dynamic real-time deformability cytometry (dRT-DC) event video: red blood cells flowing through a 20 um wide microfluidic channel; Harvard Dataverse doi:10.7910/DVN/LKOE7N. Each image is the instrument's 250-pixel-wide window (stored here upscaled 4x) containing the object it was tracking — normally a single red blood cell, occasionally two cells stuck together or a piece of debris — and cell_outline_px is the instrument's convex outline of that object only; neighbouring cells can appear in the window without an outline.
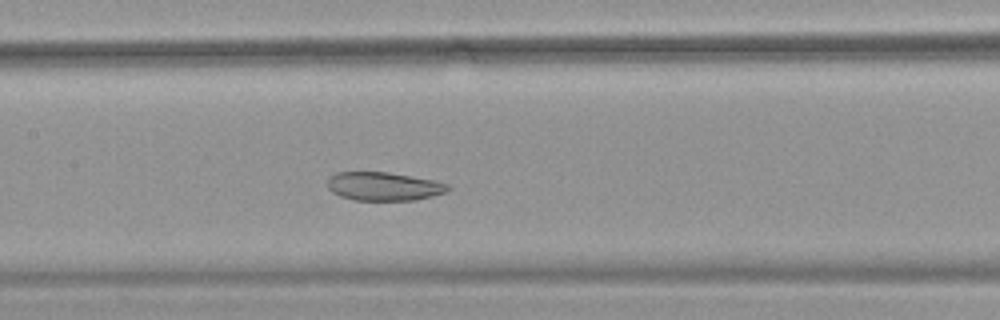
{"species": "common noctule bat (a hibernating species)", "species_latin": "Nyctalus noctula", "temperature_condition": "warm", "stored_images_in_passage": 50, "camera_frame_rate_fps": 3000, "um_per_image_px": 0.085, "animal": {"sex": "female", "body_mass_g": 18.4}, "frame": {"image": 1, "passage_image": 22, "time_ms": 7.0, "image_size_px": [1000, 320], "cell_outline_px": [[452, 188], [448, 192], [416, 200], [352, 200], [340, 196], [332, 192], [328, 188], [328, 176], [336, 172], [388, 172], [436, 180], [448, 184]], "centroid_in_image_um": [32.64, 15.84], "position_along_channel_um": 174.8, "area_um2": 20.29}}
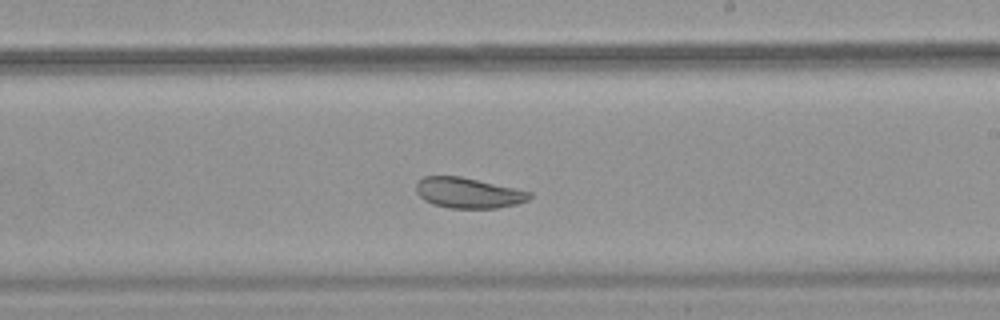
{"frame": {"image": 2, "passage_image": 28, "time_ms": 9.0, "image_size_px": [1000, 320], "cell_outline_px": [[532, 196], [528, 200], [516, 204], [496, 208], [448, 208], [432, 204], [424, 200], [416, 192], [416, 184], [424, 176], [460, 176], [532, 192]], "centroid_in_image_um": [39.79, 16.4], "position_along_channel_um": 249.2, "area_um2": 20.06}}
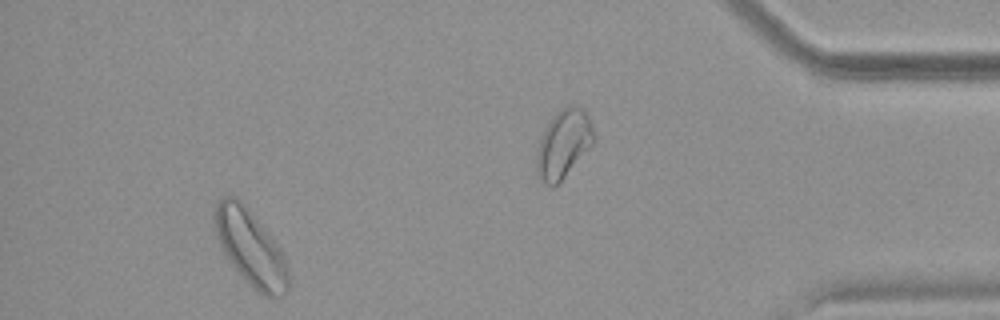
{"frame": {"image": 3, "passage_image": 46, "time_ms": 15.0, "image_size_px": [1000, 320], "cell_outline_px": [[288, 292], [284, 296], [264, 296], [240, 276], [236, 272], [228, 260], [216, 236], [212, 220], [212, 212], [216, 204], [224, 196], [236, 196], [264, 228], [280, 248], [288, 268]], "centroid_in_image_um": [21.26, 21.07], "position_along_channel_um": 413.9, "area_um2": 32.37}, "authors_computed_cell_mechanics": {"area_um2": 26.0967, "velocity_mm_per_s": 3.7488, "shape_relaxation_time_tau1_ms": null, "shape_relaxation_time_tau2_ms": 4.5584, "deformation_change_tau1": null, "deformation_change_tau2": 0.0987}}